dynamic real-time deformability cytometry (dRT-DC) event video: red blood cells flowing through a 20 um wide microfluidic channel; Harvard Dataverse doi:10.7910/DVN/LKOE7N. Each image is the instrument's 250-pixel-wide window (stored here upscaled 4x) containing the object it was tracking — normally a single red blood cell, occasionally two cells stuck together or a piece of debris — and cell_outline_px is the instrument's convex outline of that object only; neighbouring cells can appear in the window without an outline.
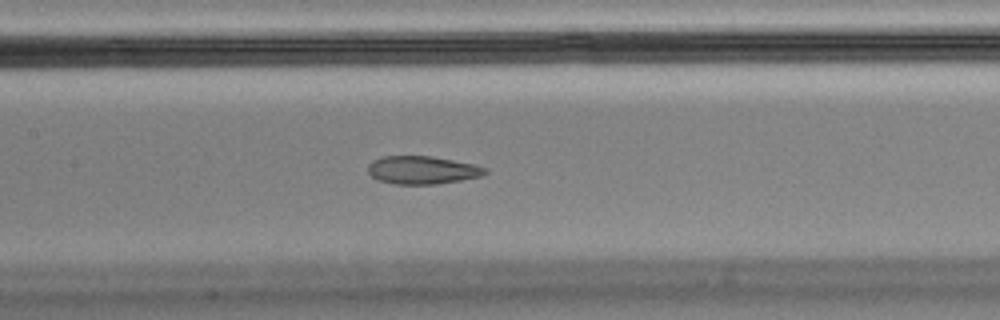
{"species": "Egyptian fruit bat (a non-hibernating species)", "species_latin": "Rousettus aegyptiacus", "temperature_condition": "cold", "stored_images_in_passage": 46, "camera_frame_rate_fps": 3000, "um_per_image_px": 0.085, "animal": {"sex": "male"}, "frame": {"image": 1, "passage_image": 15, "time_ms": 4.667, "image_size_px": [1000, 320], "cell_outline_px": [[488, 172], [480, 176], [460, 180], [436, 184], [396, 184], [376, 180], [368, 172], [368, 164], [372, 160], [384, 156], [432, 156], [472, 164], [488, 168]], "centroid_in_image_um": [35.86, 14.45], "position_along_channel_um": 171.5, "area_um2": 19.07}, "authors_computed_cell_mechanics": {"area_um2": 20.8947, "velocity_mm_per_s": 3.4761, "shape_relaxation_time_tau1_ms": null, "shape_relaxation_time_tau2_ms": 2.4607, "deformation_change_tau1": null, "deformation_change_tau2": 0.0548}}